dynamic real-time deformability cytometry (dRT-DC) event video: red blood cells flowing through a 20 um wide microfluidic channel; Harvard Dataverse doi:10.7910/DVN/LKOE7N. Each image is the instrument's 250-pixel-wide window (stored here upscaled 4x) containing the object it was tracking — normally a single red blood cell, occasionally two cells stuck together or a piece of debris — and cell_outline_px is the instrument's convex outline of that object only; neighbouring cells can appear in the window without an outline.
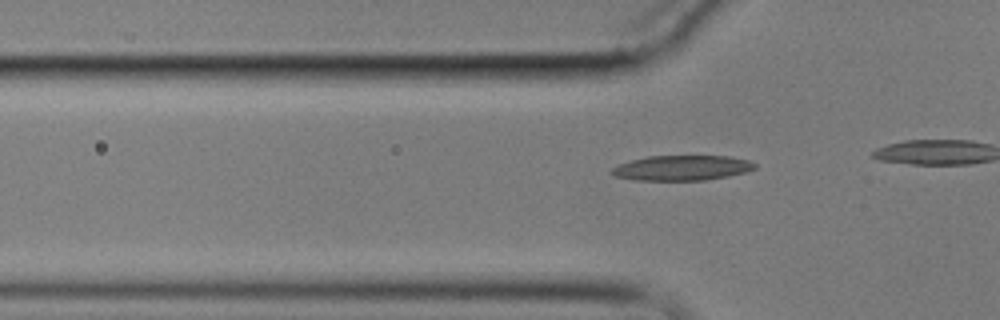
{"species": "common noctule bat (a hibernating species)", "species_latin": "Nyctalus noctula", "temperature_condition": "cold", "stored_images_in_passage": 48, "camera_frame_rate_fps": 3000, "um_per_image_px": 0.085, "animal": {"sex": "male", "body_mass_g": 17.9}, "frame": {"image": 1, "passage_image": 18, "time_ms": 5.667, "image_size_px": [1000, 320], "cell_outline_px": [[756, 168], [748, 172], [728, 176], [704, 180], [636, 180], [616, 176], [612, 172], [612, 168], [620, 164], [632, 160], [648, 156], [728, 156], [748, 160], [756, 164]], "centroid_in_image_um": [58.02, 14.27], "position_along_channel_um": 67.8, "area_um2": 20.75}}
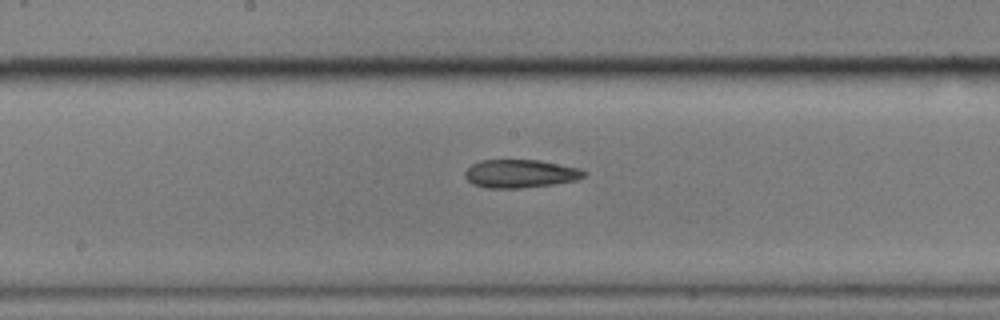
{"frame": {"image": 2, "passage_image": 31, "time_ms": 10.0, "image_size_px": [1000, 320], "cell_outline_px": [[588, 172], [584, 176], [576, 180], [556, 184], [520, 188], [488, 188], [472, 184], [464, 176], [464, 172], [472, 164], [480, 160], [540, 160], [580, 168]], "centroid_in_image_um": [44.24, 14.76], "position_along_channel_um": 204.0, "area_um2": 19.71}}
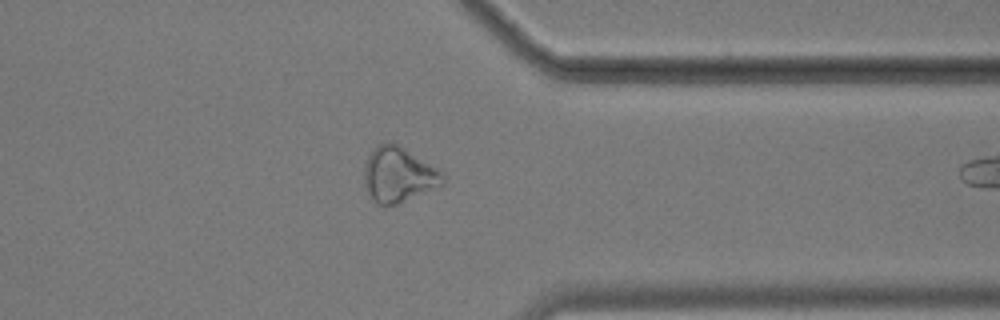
{"frame": {"image": 3, "passage_image": 47, "time_ms": 15.333, "image_size_px": [1000, 320], "cell_outline_px": [[444, 184], [396, 204], [380, 204], [372, 200], [364, 184], [364, 164], [372, 148], [376, 144], [388, 140], [404, 148], [444, 172]], "centroid_in_image_um": [33.84, 14.81], "position_along_channel_um": 377.6, "area_um2": 25.2}}